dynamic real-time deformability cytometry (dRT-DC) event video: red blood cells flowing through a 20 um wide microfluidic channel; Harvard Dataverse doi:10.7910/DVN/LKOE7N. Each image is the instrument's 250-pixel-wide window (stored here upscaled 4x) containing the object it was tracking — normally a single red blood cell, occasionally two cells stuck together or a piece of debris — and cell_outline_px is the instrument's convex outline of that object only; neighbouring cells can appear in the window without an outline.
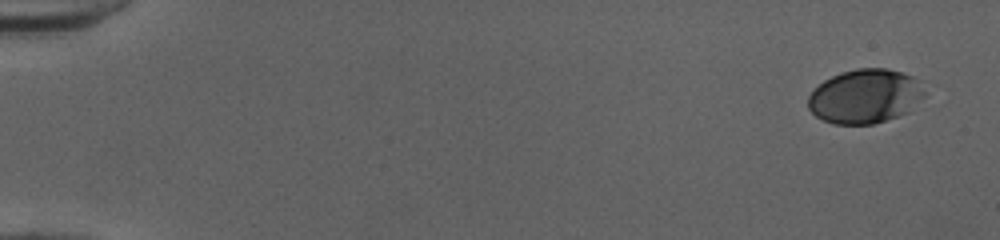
{"species": "human", "species_latin": "Homo sapiens", "temperature_condition": "cold", "stored_images_in_passage": 51, "camera_frame_rate_fps": 3000, "um_per_image_px": 0.085, "donor": {"sex": "female"}, "frame": {"image": 1, "passage_image": 1, "time_ms": 0.0, "image_size_px": [1000, 240], "cell_outline_px": [[924, 96], [908, 112], [872, 124], [832, 124], [816, 116], [808, 108], [808, 96], [824, 80], [840, 72], [856, 68], [888, 68], [912, 76], [916, 80], [924, 92]], "centroid_in_image_um": [73.5, 8.18], "position_along_channel_um": 11.5, "area_um2": 36.41}}
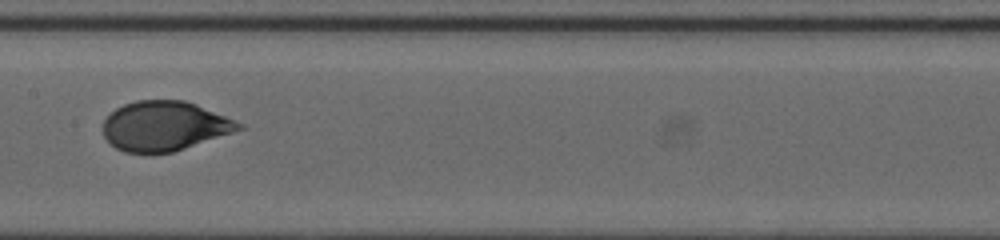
{"frame": {"image": 2, "passage_image": 27, "time_ms": 8.667, "image_size_px": [1000, 240], "cell_outline_px": [[244, 128], [172, 152], [152, 156], [124, 152], [116, 148], [104, 136], [104, 120], [116, 108], [124, 104], [136, 100], [184, 100], [196, 104], [244, 124]], "centroid_in_image_um": [13.95, 10.73], "position_along_channel_um": 193.5, "area_um2": 39.3}}
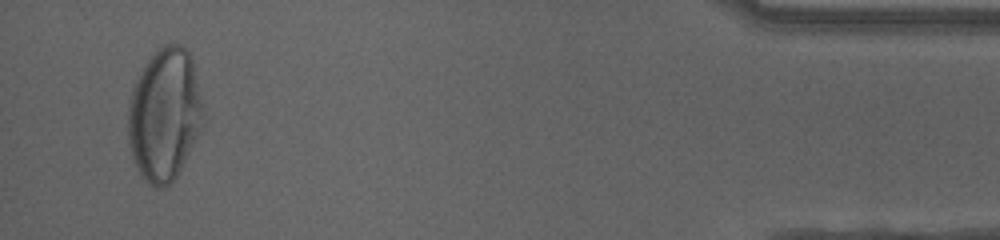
{"frame": {"image": 3, "passage_image": 49, "time_ms": 16.0, "image_size_px": [1000, 240], "cell_outline_px": [[204, 124], [200, 136], [176, 176], [164, 188], [156, 188], [148, 184], [144, 180], [132, 156], [128, 144], [128, 104], [132, 84], [156, 48], [164, 44], [180, 44], [188, 52], [192, 60], [204, 112]], "centroid_in_image_um": [13.98, 9.75], "position_along_channel_um": 421.2, "area_um2": 58.61}, "authors_computed_cell_mechanics": {"area_um2": 39.882, "velocity_mm_per_s": 3.9935, "shape_relaxation_time_tau1_ms": 3.2532, "shape_relaxation_time_tau2_ms": null, "deformation_change_tau1": 0.1783, "deformation_change_tau2": null}}